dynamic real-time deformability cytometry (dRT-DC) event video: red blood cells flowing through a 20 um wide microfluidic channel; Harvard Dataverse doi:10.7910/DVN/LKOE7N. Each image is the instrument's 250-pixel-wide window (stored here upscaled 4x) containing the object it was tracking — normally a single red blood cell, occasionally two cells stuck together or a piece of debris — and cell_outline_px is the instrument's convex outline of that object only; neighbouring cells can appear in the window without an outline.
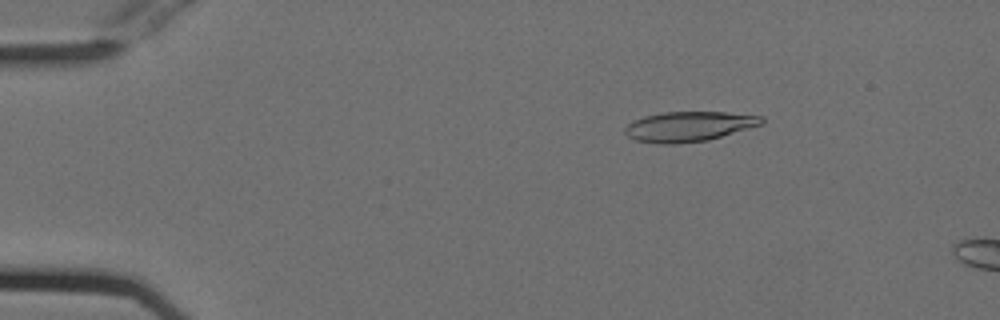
{"species": "Egyptian fruit bat (a non-hibernating species)", "species_latin": "Rousettus aegyptiacus", "temperature_condition": "cold", "stored_images_in_passage": 6, "camera_frame_rate_fps": 3000, "um_per_image_px": 0.085, "animal": {"sex": "female"}, "frame": {"image": 1, "passage_image": 1, "time_ms": 0.0, "image_size_px": [1000, 320], "cell_outline_px": [[764, 124], [708, 140], [676, 144], [656, 144], [636, 140], [628, 136], [624, 132], [624, 128], [628, 124], [644, 116], [664, 112], [724, 112], [764, 116]], "centroid_in_image_um": [58.57, 10.75], "position_along_channel_um": 26.4, "area_um2": 23.93}}